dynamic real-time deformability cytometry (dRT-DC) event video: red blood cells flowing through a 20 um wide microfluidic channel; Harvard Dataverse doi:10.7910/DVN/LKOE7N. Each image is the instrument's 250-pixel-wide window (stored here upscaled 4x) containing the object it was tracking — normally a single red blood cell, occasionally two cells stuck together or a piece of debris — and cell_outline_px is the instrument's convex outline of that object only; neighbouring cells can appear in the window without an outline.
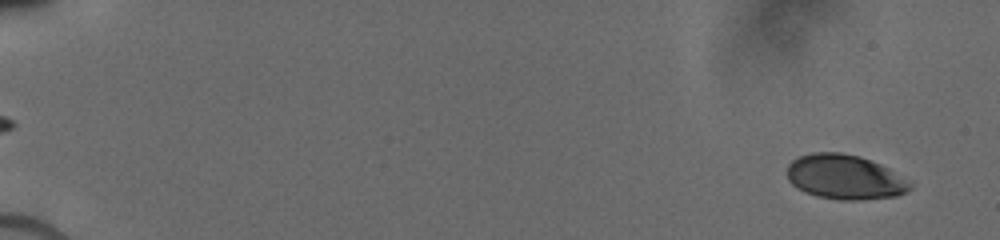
{"species": "human", "species_latin": "Homo sapiens", "temperature_condition": "cold", "stored_images_in_passage": 22, "camera_frame_rate_fps": 3000, "um_per_image_px": 0.085, "donor": {"sex": "male"}, "frame": {"image": 1, "passage_image": 1, "time_ms": 0.0, "image_size_px": [1000, 240], "cell_outline_px": [[912, 188], [896, 196], [860, 200], [840, 200], [816, 196], [804, 192], [796, 188], [788, 180], [788, 164], [792, 160], [800, 156], [812, 152], [840, 152], [860, 156], [872, 160], [888, 168], [912, 184]], "centroid_in_image_um": [71.78, 15.05], "position_along_channel_um": 13.2, "area_um2": 32.02}}
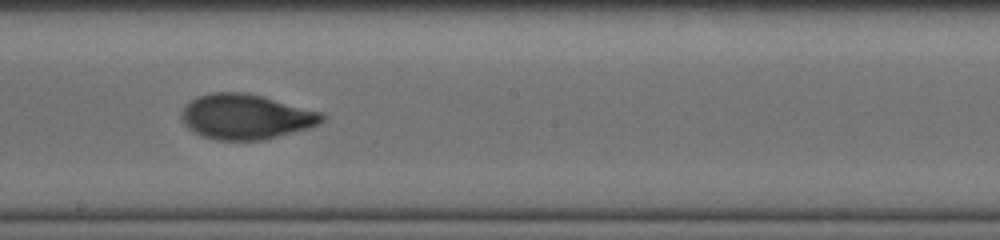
{"frame": {"image": 2, "passage_image": 13, "time_ms": 9.667, "image_size_px": [1000, 240], "cell_outline_px": [[324, 120], [320, 124], [308, 128], [264, 140], [216, 140], [200, 136], [192, 132], [180, 120], [180, 112], [196, 96], [212, 92], [248, 92], [324, 112]], "centroid_in_image_um": [20.89, 9.92], "position_along_channel_um": 227.3, "area_um2": 37.4}}
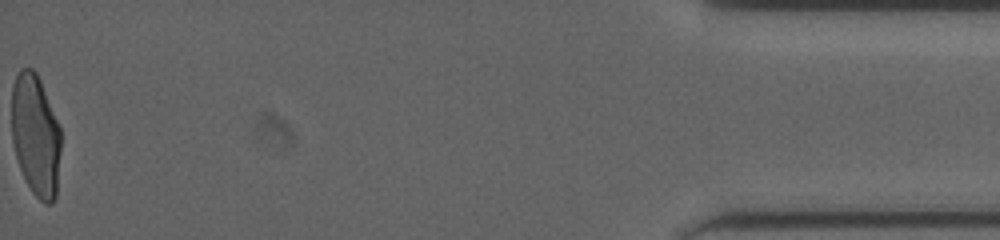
{"frame": {"image": 3, "passage_image": 22, "time_ms": 16.667, "image_size_px": [1000, 240], "cell_outline_px": [[60, 152], [56, 196], [52, 204], [44, 204], [32, 192], [20, 168], [16, 156], [12, 140], [12, 84], [20, 68], [32, 68], [36, 72], [40, 80], [60, 128]], "centroid_in_image_um": [3.02, 11.5], "position_along_channel_um": 432.2, "area_um2": 34.8}}